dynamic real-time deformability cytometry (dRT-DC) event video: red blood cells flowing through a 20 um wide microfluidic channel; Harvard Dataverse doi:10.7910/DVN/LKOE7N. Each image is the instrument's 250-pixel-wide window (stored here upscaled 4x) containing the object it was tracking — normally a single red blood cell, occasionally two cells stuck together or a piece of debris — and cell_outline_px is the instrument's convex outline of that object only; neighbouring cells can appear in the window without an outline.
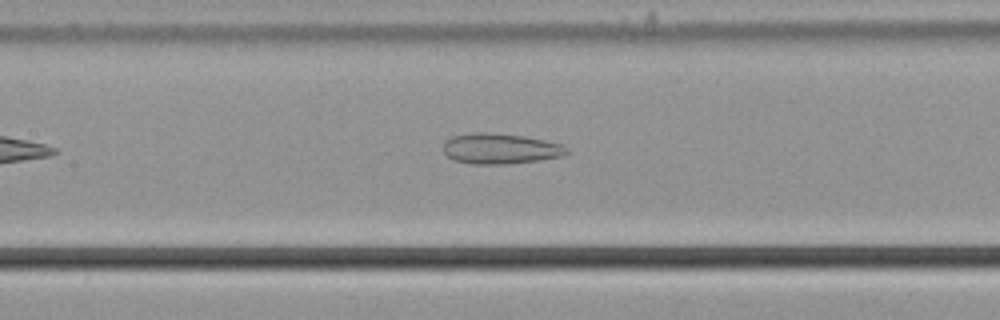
{"species": "common noctule bat (a hibernating species)", "species_latin": "Nyctalus noctula", "temperature_condition": "cold", "stored_images_in_passage": 12, "camera_frame_rate_fps": 3000, "um_per_image_px": 0.085, "animal": {"sex": "male", "body_mass_g": 21.5, "forearm_length_mm": 52.0}, "frame": {"image": 1, "passage_image": 10, "time_ms": 3.0, "image_size_px": [1000, 320], "cell_outline_px": [[568, 152], [564, 156], [540, 160], [504, 164], [472, 164], [456, 160], [448, 156], [444, 152], [444, 140], [452, 136], [476, 132], [484, 132], [524, 136], [544, 140], [560, 144], [568, 148]], "centroid_in_image_um": [42.53, 12.63], "position_along_channel_um": 164.9, "area_um2": 21.85}}